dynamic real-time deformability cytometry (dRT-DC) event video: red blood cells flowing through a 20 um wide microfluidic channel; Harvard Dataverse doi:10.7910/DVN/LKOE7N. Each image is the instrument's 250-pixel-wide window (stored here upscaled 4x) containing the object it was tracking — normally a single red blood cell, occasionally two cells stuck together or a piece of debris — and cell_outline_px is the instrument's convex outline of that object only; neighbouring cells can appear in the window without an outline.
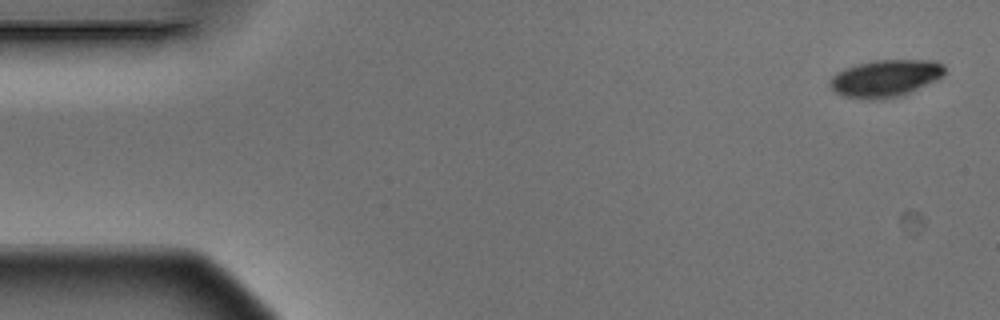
{"species": "Egyptian fruit bat (a non-hibernating species)", "species_latin": "Rousettus aegyptiacus", "temperature_condition": "warm", "stored_images_in_passage": 4, "camera_frame_rate_fps": 3000, "um_per_image_px": 0.085, "animal": {"sex": "male"}, "frame": {"image": 1, "passage_image": 1, "time_ms": 0.0, "image_size_px": [1000, 320], "cell_outline_px": [[944, 72], [940, 76], [900, 96], [880, 100], [864, 100], [844, 96], [836, 92], [828, 84], [832, 76], [836, 72], [844, 68], [872, 60], [936, 60], [944, 64]], "centroid_in_image_um": [75.18, 6.65], "position_along_channel_um": 9.8, "area_um2": 24.62}}
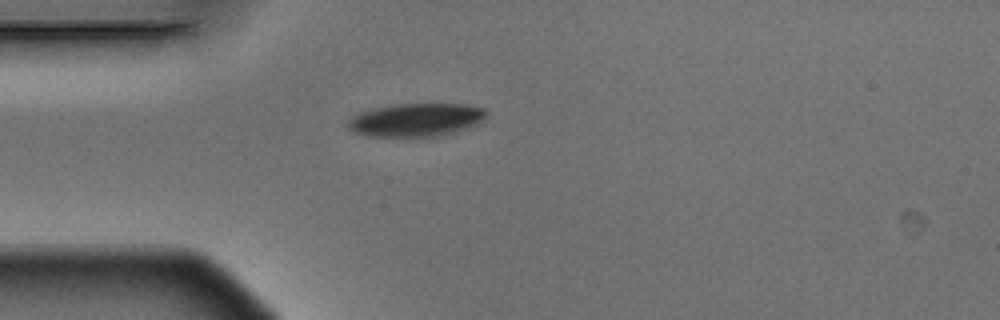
{"frame": {"image": 2, "passage_image": 4, "time_ms": 1.0, "image_size_px": [1000, 320], "cell_outline_px": [[488, 116], [484, 120], [468, 128], [456, 132], [440, 136], [368, 136], [352, 132], [348, 128], [348, 120], [352, 116], [360, 112], [376, 108], [396, 104], [468, 104], [484, 108], [488, 112]], "centroid_in_image_um": [35.41, 10.19], "position_along_channel_um": 49.6, "area_um2": 26.93}}